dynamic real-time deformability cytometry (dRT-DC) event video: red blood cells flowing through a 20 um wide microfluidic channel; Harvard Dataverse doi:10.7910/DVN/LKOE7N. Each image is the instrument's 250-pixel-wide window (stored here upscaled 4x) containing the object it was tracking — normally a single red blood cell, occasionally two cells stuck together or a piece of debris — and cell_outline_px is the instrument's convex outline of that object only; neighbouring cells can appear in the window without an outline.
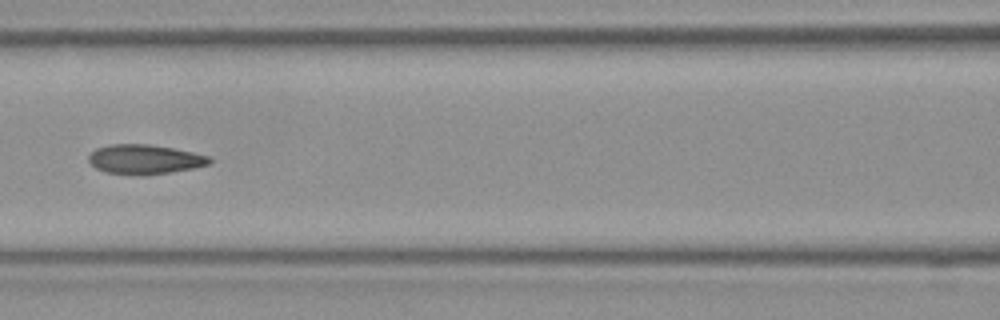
{"species": "Egyptian fruit bat (a non-hibernating species)", "species_latin": "Rousettus aegyptiacus", "temperature_condition": "room temperature", "stored_images_in_passage": 17, "camera_frame_rate_fps": 3000, "um_per_image_px": 0.085, "frame": {"image": 1, "passage_image": 8, "time_ms": 2.333, "image_size_px": [1000, 320], "cell_outline_px": [[212, 160], [208, 164], [192, 168], [168, 172], [108, 172], [96, 168], [88, 160], [88, 156], [96, 148], [112, 144], [152, 144], [192, 152], [208, 156]], "centroid_in_image_um": [12.29, 13.48], "position_along_channel_um": 154.3, "area_um2": 19.71}}